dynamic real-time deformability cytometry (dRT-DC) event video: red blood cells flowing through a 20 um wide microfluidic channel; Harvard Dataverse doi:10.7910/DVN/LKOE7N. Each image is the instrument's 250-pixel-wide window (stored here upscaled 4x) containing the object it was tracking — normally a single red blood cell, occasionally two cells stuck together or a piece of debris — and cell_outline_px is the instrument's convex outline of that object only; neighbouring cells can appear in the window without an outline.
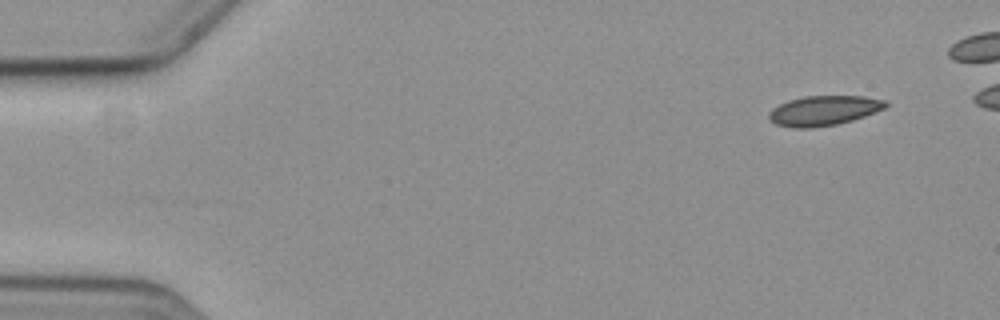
{"species": "common noctule bat (a hibernating species)", "species_latin": "Nyctalus noctula", "temperature_condition": "cold", "stored_images_in_passage": 8, "camera_frame_rate_fps": 3000, "um_per_image_px": 0.085, "animal": {"sex": "female", "body_mass_g": 19.3, "forearm_length_mm": 54.1}, "frame": {"image": 1, "passage_image": 1, "time_ms": 0.0, "image_size_px": [1000, 320], "cell_outline_px": [[888, 104], [884, 108], [864, 116], [852, 120], [836, 124], [808, 128], [796, 128], [776, 124], [768, 120], [768, 112], [772, 108], [788, 100], [804, 96], [864, 96], [888, 100]], "centroid_in_image_um": [70.0, 9.39], "position_along_channel_um": 15.0, "area_um2": 20.29}}
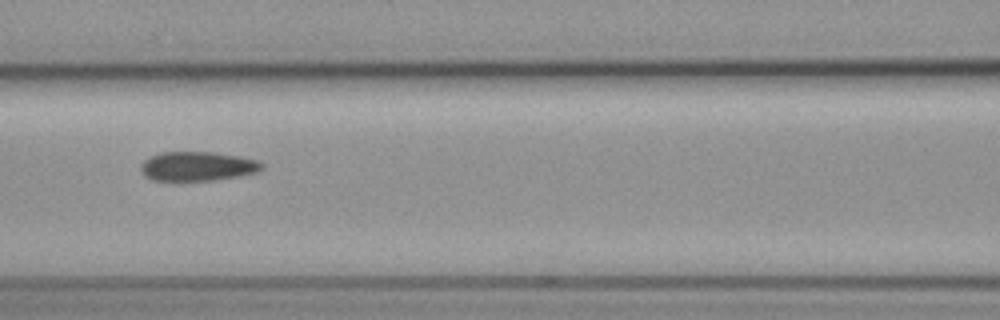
{"frame": {"image": 2, "passage_image": 7, "time_ms": 7.0, "image_size_px": [1000, 320], "cell_outline_px": [[264, 168], [256, 172], [236, 176], [212, 180], [152, 180], [144, 176], [140, 168], [140, 164], [144, 160], [160, 152], [216, 152], [240, 156], [260, 160], [264, 164]], "centroid_in_image_um": [16.8, 14.12], "position_along_channel_um": 149.8, "area_um2": 20.69}}
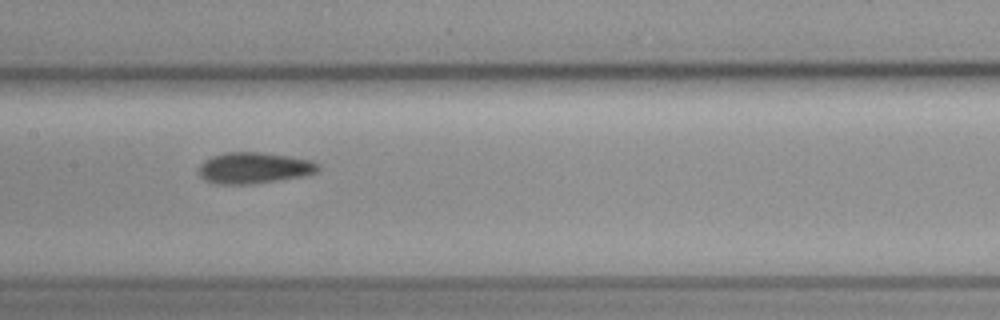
{"frame": {"image": 3, "passage_image": 8, "time_ms": 8.0, "image_size_px": [1000, 320], "cell_outline_px": [[320, 168], [316, 172], [300, 176], [252, 184], [216, 184], [204, 180], [200, 176], [200, 164], [204, 160], [212, 156], [224, 152], [260, 152], [288, 156], [312, 160], [320, 164]], "centroid_in_image_um": [21.57, 14.27], "position_along_channel_um": 185.8, "area_um2": 21.62}}